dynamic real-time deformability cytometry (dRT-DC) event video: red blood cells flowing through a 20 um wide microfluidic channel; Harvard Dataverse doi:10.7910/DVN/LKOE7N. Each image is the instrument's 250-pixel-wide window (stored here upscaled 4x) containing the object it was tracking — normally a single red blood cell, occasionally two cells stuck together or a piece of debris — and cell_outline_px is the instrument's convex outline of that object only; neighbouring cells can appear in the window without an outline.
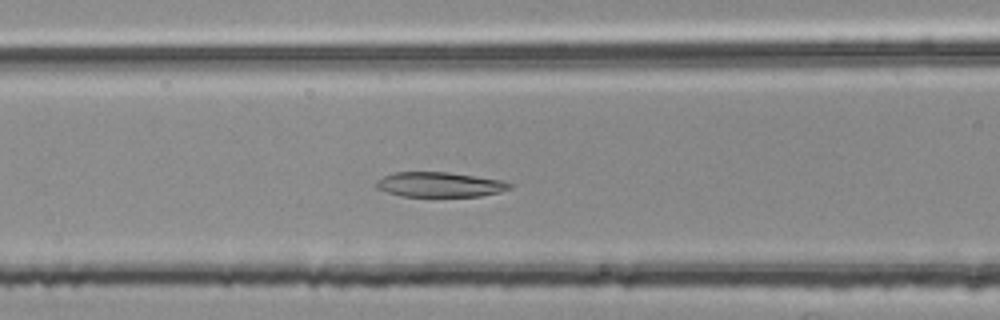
{"species": "common noctule bat (a hibernating species)", "species_latin": "Nyctalus noctula", "temperature_condition": "room temperature", "stored_images_in_passage": 48, "camera_frame_rate_fps": 3000, "um_per_image_px": 0.085, "animal": {"sex": "female", "body_mass_g": 25.1}, "frame": {"image": 1, "passage_image": 21, "time_ms": 6.667, "image_size_px": [1000, 320], "cell_outline_px": [[516, 184], [512, 188], [500, 192], [480, 196], [400, 196], [388, 192], [380, 188], [376, 184], [376, 180], [384, 176], [396, 172], [448, 172], [500, 180]], "centroid_in_image_um": [37.43, 15.69], "position_along_channel_um": 129.2, "area_um2": 19.19}}
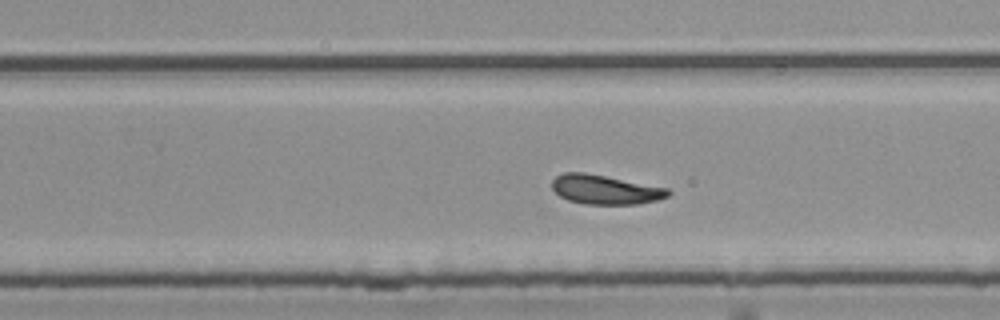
{"frame": {"image": 2, "passage_image": 33, "time_ms": 10.667, "image_size_px": [1000, 320], "cell_outline_px": [[672, 192], [668, 196], [656, 200], [636, 204], [584, 204], [568, 200], [560, 196], [552, 188], [552, 180], [556, 176], [564, 172], [584, 172], [668, 188]], "centroid_in_image_um": [51.42, 16.11], "position_along_channel_um": 278.4, "area_um2": 19.71}}
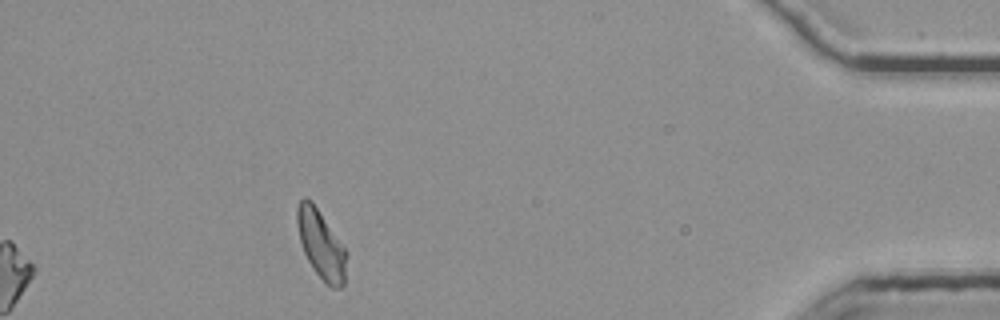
{"frame": {"image": 3, "passage_image": 48, "time_ms": 15.667, "image_size_px": [1000, 320], "cell_outline_px": [[348, 256], [344, 284], [340, 288], [332, 288], [324, 284], [312, 268], [304, 252], [300, 240], [296, 224], [296, 208], [300, 200], [304, 196], [308, 196], [312, 200], [348, 252]], "centroid_in_image_um": [27.3, 20.78], "position_along_channel_um": 407.9, "area_um2": 20.23}, "authors_computed_cell_mechanics": {"area_um2": 20.23, "velocity_mm_per_s": 3.7409, "shape_relaxation_time_tau1_ms": 11.051, "shape_relaxation_time_tau2_ms": 6.888, "deformation_change_tau1": 0.1884, "deformation_change_tau2": 0.1551}}